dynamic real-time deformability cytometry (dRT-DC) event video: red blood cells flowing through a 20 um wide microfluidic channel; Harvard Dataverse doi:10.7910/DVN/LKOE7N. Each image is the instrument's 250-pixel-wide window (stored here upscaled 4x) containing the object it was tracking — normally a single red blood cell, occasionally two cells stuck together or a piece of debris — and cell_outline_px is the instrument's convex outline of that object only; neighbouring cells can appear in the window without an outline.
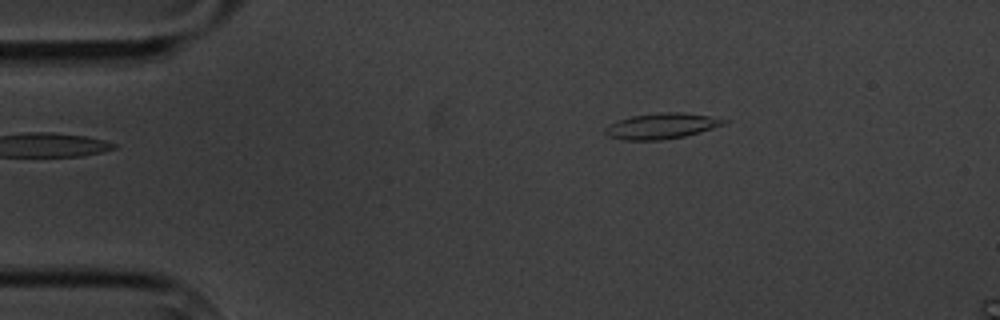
{"species": "common noctule bat (a hibernating species)", "species_latin": "Nyctalus noctula", "temperature_condition": "cold", "stored_images_in_passage": 2, "camera_frame_rate_fps": 3000, "um_per_image_px": 0.085, "animal": {"sex": "male", "body_mass_g": 20.1, "forearm_length_mm": 53.5}, "frame": {"image": 1, "passage_image": 2, "time_ms": 1.0, "image_size_px": [1000, 320], "cell_outline_px": [[728, 120], [724, 124], [712, 128], [684, 136], [660, 140], [624, 140], [608, 136], [604, 132], [604, 128], [616, 120], [632, 116], [664, 112], [680, 112], [708, 116]], "centroid_in_image_um": [56.17, 10.71], "position_along_channel_um": 28.8, "area_um2": 17.51}}